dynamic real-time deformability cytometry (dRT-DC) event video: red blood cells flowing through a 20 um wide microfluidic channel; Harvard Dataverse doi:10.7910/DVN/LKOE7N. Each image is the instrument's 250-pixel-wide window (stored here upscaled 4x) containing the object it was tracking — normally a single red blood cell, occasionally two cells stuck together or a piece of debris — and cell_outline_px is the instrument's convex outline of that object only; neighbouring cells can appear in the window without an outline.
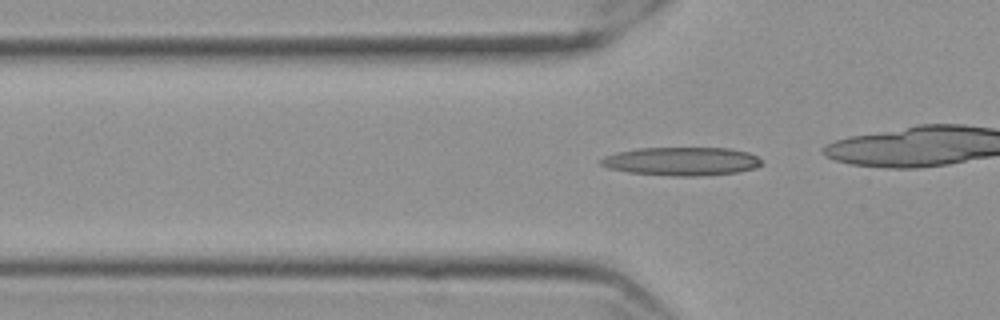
{"species": "Egyptian fruit bat (a non-hibernating species)", "species_latin": "Rousettus aegyptiacus", "temperature_condition": "cold", "stored_images_in_passage": 31, "camera_frame_rate_fps": 3000, "um_per_image_px": 0.085, "frame": {"image": 1, "passage_image": 4, "time_ms": 1.0, "image_size_px": [1000, 320], "cell_outline_px": [[764, 164], [756, 168], [736, 172], [696, 176], [676, 176], [628, 172], [608, 168], [600, 164], [596, 160], [604, 156], [616, 152], [636, 148], [728, 148], [748, 152], [756, 156]], "centroid_in_image_um": [57.89, 13.7], "position_along_channel_um": 67.9, "area_um2": 26.7}}
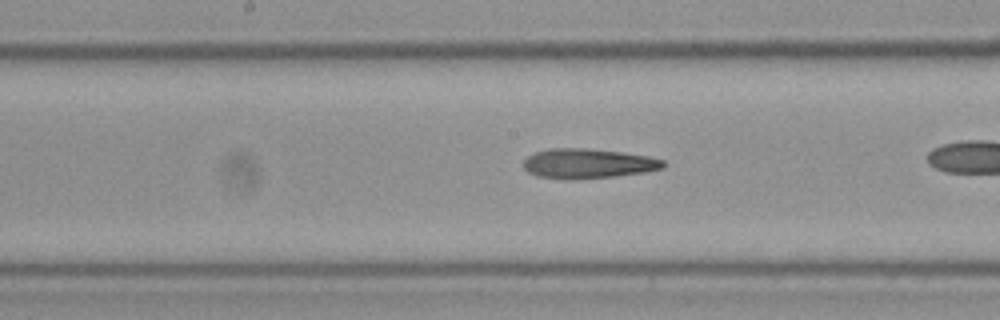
{"frame": {"image": 2, "passage_image": 15, "time_ms": 4.667, "image_size_px": [1000, 320], "cell_outline_px": [[664, 168], [644, 172], [612, 176], [572, 180], [568, 180], [536, 176], [528, 172], [524, 168], [524, 160], [528, 156], [536, 152], [552, 148], [588, 148], [620, 152], [648, 156], [664, 160]], "centroid_in_image_um": [49.95, 13.9], "position_along_channel_um": 198.2, "area_um2": 24.16}}
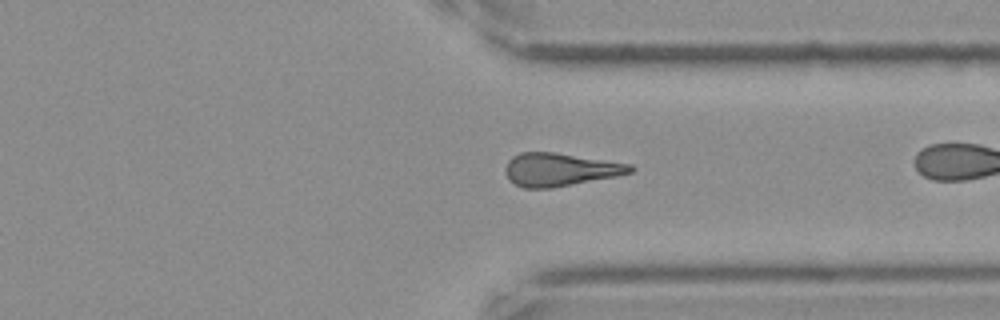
{"frame": {"image": 3, "passage_image": 29, "time_ms": 9.333, "image_size_px": [1000, 320], "cell_outline_px": [[636, 168], [632, 172], [616, 176], [552, 188], [524, 188], [508, 180], [504, 172], [504, 168], [508, 160], [512, 156], [520, 152], [552, 152], [632, 164]], "centroid_in_image_um": [47.57, 14.41], "position_along_channel_um": 363.8, "area_um2": 24.1}}